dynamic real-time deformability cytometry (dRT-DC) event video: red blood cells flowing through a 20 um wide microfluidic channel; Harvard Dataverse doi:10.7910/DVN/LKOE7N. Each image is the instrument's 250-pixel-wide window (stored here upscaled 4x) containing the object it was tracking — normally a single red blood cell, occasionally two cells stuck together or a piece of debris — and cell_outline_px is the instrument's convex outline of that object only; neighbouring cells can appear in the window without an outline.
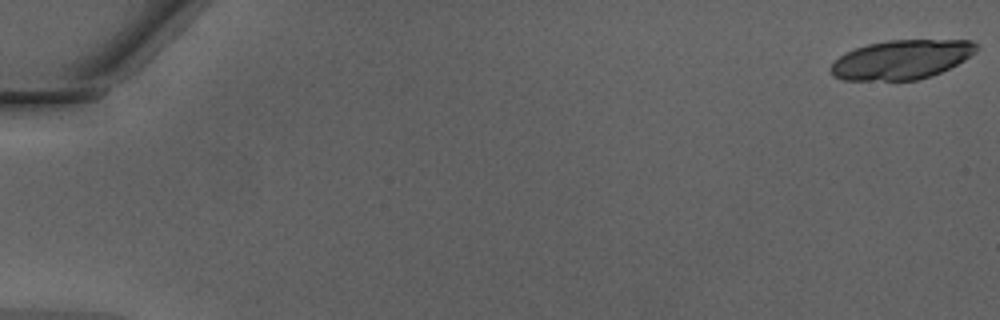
{"species": "Egyptian fruit bat (a non-hibernating species)", "species_latin": "Rousettus aegyptiacus", "temperature_condition": "warm", "stored_images_in_passage": 20, "camera_frame_rate_fps": 3000, "um_per_image_px": 0.085, "animal": {"sex": "male"}, "frame": {"image": 1, "passage_image": 1, "time_ms": 0.0, "image_size_px": [1000, 320], "cell_outline_px": [[980, 48], [976, 52], [964, 60], [940, 72], [916, 80], [844, 80], [832, 76], [828, 72], [828, 68], [840, 56], [856, 48], [868, 44], [888, 40], [972, 40], [980, 44]], "centroid_in_image_um": [76.63, 5.06], "position_along_channel_um": 8.4, "area_um2": 33.29}}